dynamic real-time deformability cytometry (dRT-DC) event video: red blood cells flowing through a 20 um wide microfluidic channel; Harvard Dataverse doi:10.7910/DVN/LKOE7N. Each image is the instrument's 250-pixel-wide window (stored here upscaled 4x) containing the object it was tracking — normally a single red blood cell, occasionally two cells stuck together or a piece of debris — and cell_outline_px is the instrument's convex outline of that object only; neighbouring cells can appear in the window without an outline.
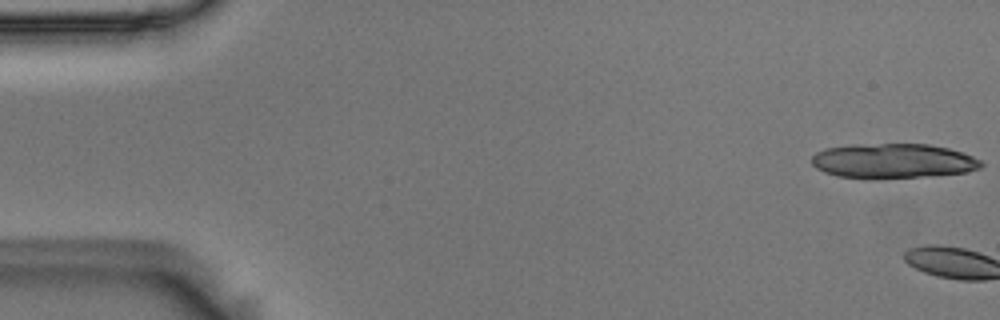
{"species": "Egyptian fruit bat (a non-hibernating species)", "species_latin": "Rousettus aegyptiacus", "temperature_condition": "room temperature", "stored_images_in_passage": 3, "camera_frame_rate_fps": 3000, "um_per_image_px": 0.085, "animal": {"sex": "male"}, "frame": {"image": 1, "passage_image": 1, "time_ms": 0.0, "image_size_px": [1000, 320], "cell_outline_px": [[984, 164], [980, 168], [964, 172], [916, 176], [836, 176], [824, 172], [816, 168], [812, 164], [812, 156], [816, 152], [824, 148], [852, 144], [928, 144], [948, 148], [972, 156], [980, 160]], "centroid_in_image_um": [75.87, 13.63], "position_along_channel_um": 9.1, "area_um2": 33.23}}